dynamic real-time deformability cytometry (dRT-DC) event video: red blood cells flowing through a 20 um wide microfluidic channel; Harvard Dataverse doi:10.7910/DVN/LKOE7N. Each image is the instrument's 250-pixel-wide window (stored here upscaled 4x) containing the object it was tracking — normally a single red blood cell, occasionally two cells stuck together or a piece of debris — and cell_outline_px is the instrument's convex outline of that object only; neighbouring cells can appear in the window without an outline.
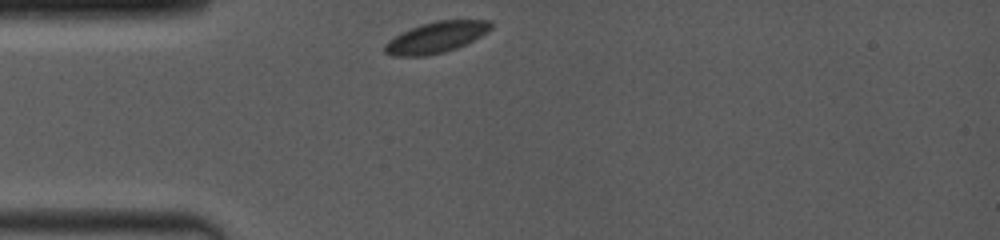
{"species": "common noctule bat (a hibernating species)", "species_latin": "Nyctalus noctula", "temperature_condition": "room temperature", "stored_images_in_passage": 17, "camera_frame_rate_fps": 4000, "um_per_image_px": 0.085, "animal": {"sex": "female", "body_mass_g": 19.0, "forearm_length_mm": 53.3}, "frame": {"image": 1, "passage_image": 1, "time_ms": 0.0, "image_size_px": [1000, 240], "cell_outline_px": [[492, 28], [488, 32], [456, 48], [444, 52], [424, 56], [392, 56], [384, 52], [384, 44], [388, 40], [420, 24], [436, 20], [492, 20]], "centroid_in_image_um": [37.07, 3.17], "position_along_channel_um": 47.9, "area_um2": 19.07}}
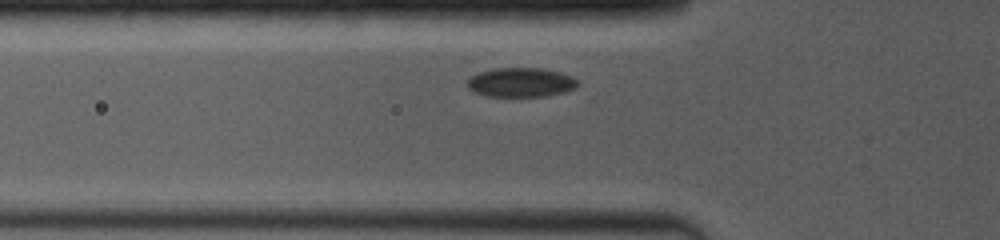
{"frame": {"image": 2, "passage_image": 12, "time_ms": 1.25, "image_size_px": [1000, 240], "cell_outline_px": [[580, 84], [576, 88], [564, 92], [548, 96], [484, 96], [472, 92], [468, 88], [468, 80], [472, 76], [480, 72], [496, 68], [540, 68], [556, 72], [568, 76], [576, 80]], "centroid_in_image_um": [44.24, 7.02], "position_along_channel_um": 81.6, "area_um2": 18.67}}